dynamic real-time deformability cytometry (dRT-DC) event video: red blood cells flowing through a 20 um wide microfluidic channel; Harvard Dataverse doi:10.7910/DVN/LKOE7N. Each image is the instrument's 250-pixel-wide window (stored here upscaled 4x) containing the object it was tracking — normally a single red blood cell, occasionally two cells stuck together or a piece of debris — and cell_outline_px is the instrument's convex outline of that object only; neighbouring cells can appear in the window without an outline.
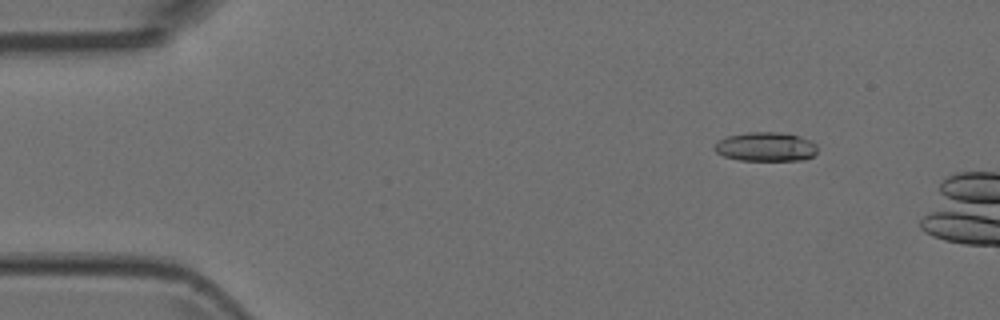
{"species": "Egyptian fruit bat (a non-hibernating species)", "species_latin": "Rousettus aegyptiacus", "temperature_condition": "room temperature", "stored_images_in_passage": 4, "camera_frame_rate_fps": 3000, "um_per_image_px": 0.085, "animal": {"sex": "female"}, "frame": {"image": 1, "passage_image": 2, "time_ms": 0.333, "image_size_px": [1000, 320], "cell_outline_px": [[816, 152], [812, 156], [804, 160], [740, 160], [724, 156], [716, 152], [712, 148], [720, 140], [728, 136], [748, 132], [780, 132], [800, 136], [816, 144]], "centroid_in_image_um": [65.09, 12.47], "position_along_channel_um": 19.9, "area_um2": 17.34}}